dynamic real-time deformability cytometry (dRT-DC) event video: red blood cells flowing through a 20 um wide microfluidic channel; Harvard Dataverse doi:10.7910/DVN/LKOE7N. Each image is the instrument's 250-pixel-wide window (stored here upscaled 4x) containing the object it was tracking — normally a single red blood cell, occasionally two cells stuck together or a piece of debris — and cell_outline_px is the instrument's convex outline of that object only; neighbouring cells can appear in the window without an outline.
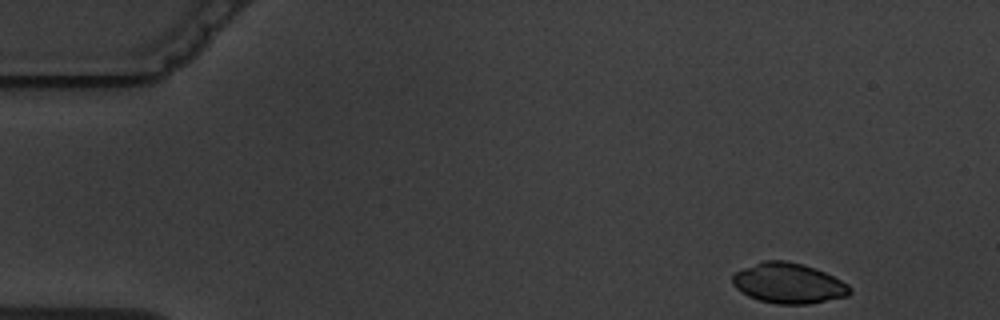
{"species": "common noctule bat (a hibernating species)", "species_latin": "Nyctalus noctula", "temperature_condition": "warm", "stored_images_in_passage": 4, "camera_frame_rate_fps": 3000, "um_per_image_px": 0.085, "animal": {"sex": "male", "body_mass_g": 19.5, "forearm_length_mm": 54.6}, "frame": {"image": 1, "passage_image": 1, "time_ms": 0.0, "image_size_px": [1000, 320], "cell_outline_px": [[852, 292], [848, 296], [808, 304], [776, 304], [760, 300], [748, 296], [736, 288], [732, 284], [732, 276], [736, 272], [744, 268], [764, 260], [784, 260], [804, 264], [824, 272], [848, 284], [852, 288]], "centroid_in_image_um": [67.03, 24.08], "position_along_channel_um": 18.0, "area_um2": 27.51}}
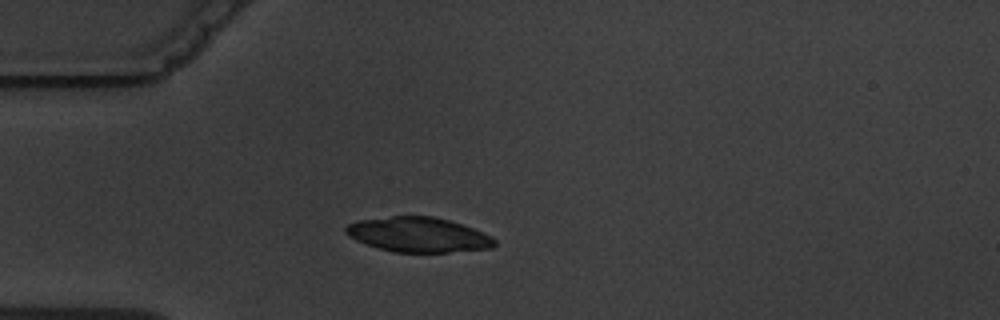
{"frame": {"image": 2, "passage_image": 4, "time_ms": 3.333, "image_size_px": [1000, 320], "cell_outline_px": [[496, 244], [492, 248], [448, 252], [396, 252], [376, 248], [364, 244], [348, 236], [344, 232], [344, 228], [348, 224], [360, 220], [392, 216], [432, 216], [448, 220], [472, 228], [492, 236], [496, 240]], "centroid_in_image_um": [35.53, 19.95], "position_along_channel_um": 49.5, "area_um2": 30.17}}